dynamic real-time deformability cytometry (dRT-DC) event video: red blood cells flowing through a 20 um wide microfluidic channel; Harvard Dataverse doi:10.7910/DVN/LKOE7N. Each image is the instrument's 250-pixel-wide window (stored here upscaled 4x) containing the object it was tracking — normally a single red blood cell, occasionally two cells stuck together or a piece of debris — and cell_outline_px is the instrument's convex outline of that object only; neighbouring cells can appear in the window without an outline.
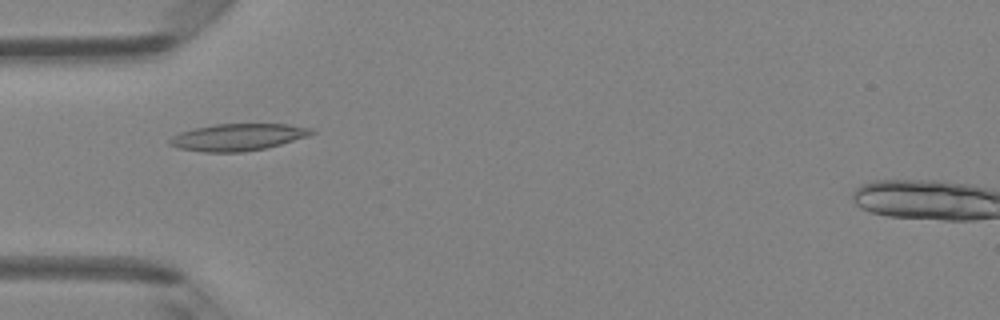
{"species": "Egyptian fruit bat (a non-hibernating species)", "species_latin": "Rousettus aegyptiacus", "temperature_condition": "room temperature", "stored_images_in_passage": 6, "camera_frame_rate_fps": 3000, "um_per_image_px": 0.085, "animal": {"sex": "female"}, "frame": {"image": 1, "passage_image": 5, "time_ms": 1.333, "image_size_px": [1000, 320], "cell_outline_px": [[316, 132], [308, 136], [280, 144], [264, 148], [244, 152], [204, 152], [180, 148], [168, 144], [168, 140], [172, 136], [180, 132], [196, 128], [216, 124], [288, 124], [312, 128]], "centroid_in_image_um": [20.22, 11.65], "position_along_channel_um": 64.8, "area_um2": 22.14}}
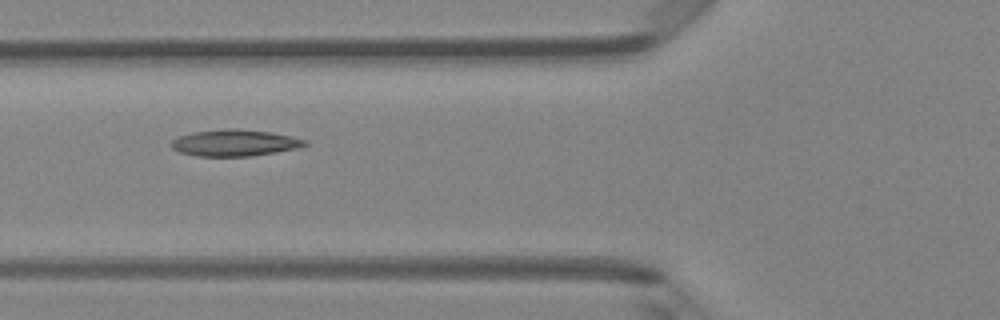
{"frame": {"image": 2, "passage_image": 6, "time_ms": 1.667, "image_size_px": [1000, 320], "cell_outline_px": [[308, 144], [296, 148], [276, 152], [252, 156], [196, 156], [180, 152], [172, 148], [172, 140], [176, 136], [192, 132], [232, 128], [272, 132], [308, 140]], "centroid_in_image_um": [19.94, 12.14], "position_along_channel_um": 105.9, "area_um2": 20.63}}